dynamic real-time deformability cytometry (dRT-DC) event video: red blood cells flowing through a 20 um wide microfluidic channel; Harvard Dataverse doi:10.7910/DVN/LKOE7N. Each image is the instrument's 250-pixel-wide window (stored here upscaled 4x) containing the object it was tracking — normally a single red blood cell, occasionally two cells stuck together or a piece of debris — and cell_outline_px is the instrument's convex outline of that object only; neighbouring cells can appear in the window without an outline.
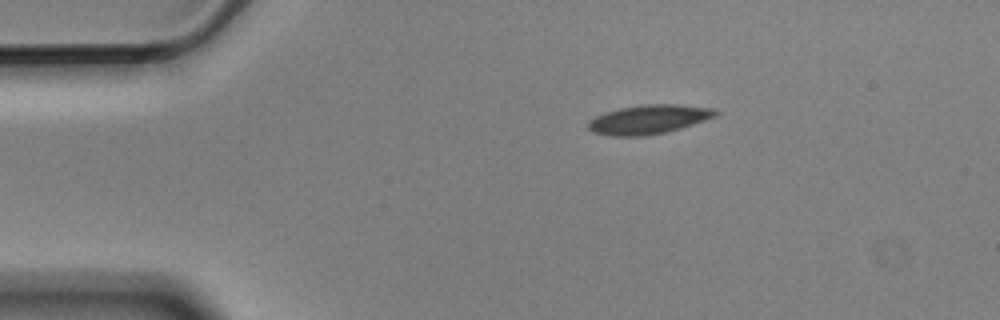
{"species": "Egyptian fruit bat (a non-hibernating species)", "species_latin": "Rousettus aegyptiacus", "temperature_condition": "cold", "stored_images_in_passage": 3, "camera_frame_rate_fps": 3000, "um_per_image_px": 0.085, "animal": {"sex": "male"}, "frame": {"image": 1, "passage_image": 3, "time_ms": 0.667, "image_size_px": [1000, 320], "cell_outline_px": [[720, 112], [716, 116], [680, 128], [664, 132], [644, 136], [612, 136], [592, 132], [588, 128], [588, 124], [596, 116], [620, 108], [644, 104], [676, 104], [712, 108]], "centroid_in_image_um": [55.15, 10.15], "position_along_channel_um": 29.8, "area_um2": 21.27}}